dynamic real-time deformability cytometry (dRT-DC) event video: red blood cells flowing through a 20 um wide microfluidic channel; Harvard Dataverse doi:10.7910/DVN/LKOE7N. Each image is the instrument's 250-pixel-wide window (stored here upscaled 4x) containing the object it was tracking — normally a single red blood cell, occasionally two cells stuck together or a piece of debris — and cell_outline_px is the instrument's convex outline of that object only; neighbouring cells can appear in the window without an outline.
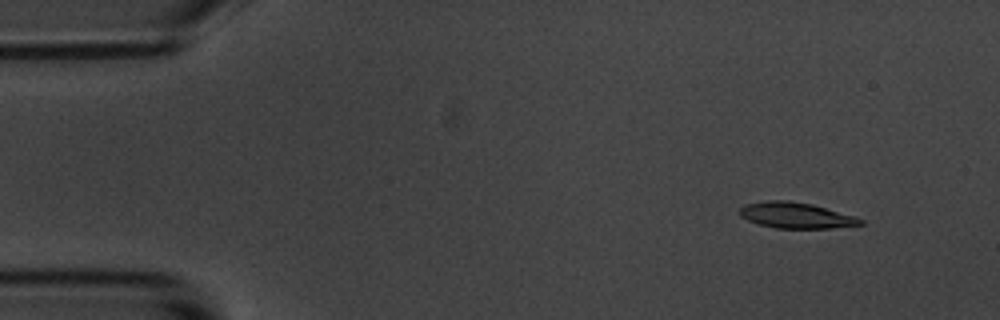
{"species": "common noctule bat (a hibernating species)", "species_latin": "Nyctalus noctula", "temperature_condition": "room temperature", "stored_images_in_passage": 5, "camera_frame_rate_fps": 3000, "um_per_image_px": 0.085, "animal": {"sex": "male", "body_mass_g": 20.1, "forearm_length_mm": 53.5}, "frame": {"image": 1, "passage_image": 2, "time_ms": 1.333, "image_size_px": [1000, 320], "cell_outline_px": [[864, 224], [832, 228], [776, 228], [756, 224], [740, 216], [740, 208], [744, 204], [768, 200], [792, 200], [812, 204], [856, 216], [864, 220]], "centroid_in_image_um": [67.66, 18.3], "position_along_channel_um": 17.3, "area_um2": 18.38}}
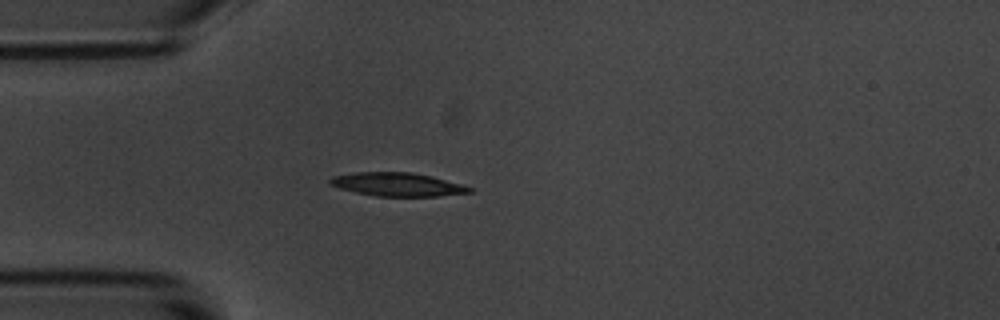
{"frame": {"image": 2, "passage_image": 5, "time_ms": 4.667, "image_size_px": [1000, 320], "cell_outline_px": [[476, 188], [472, 192], [436, 196], [376, 196], [356, 192], [340, 188], [328, 184], [328, 180], [332, 176], [356, 172], [412, 172], [432, 176], [464, 184]], "centroid_in_image_um": [33.82, 15.67], "position_along_channel_um": 51.2, "area_um2": 19.25}}